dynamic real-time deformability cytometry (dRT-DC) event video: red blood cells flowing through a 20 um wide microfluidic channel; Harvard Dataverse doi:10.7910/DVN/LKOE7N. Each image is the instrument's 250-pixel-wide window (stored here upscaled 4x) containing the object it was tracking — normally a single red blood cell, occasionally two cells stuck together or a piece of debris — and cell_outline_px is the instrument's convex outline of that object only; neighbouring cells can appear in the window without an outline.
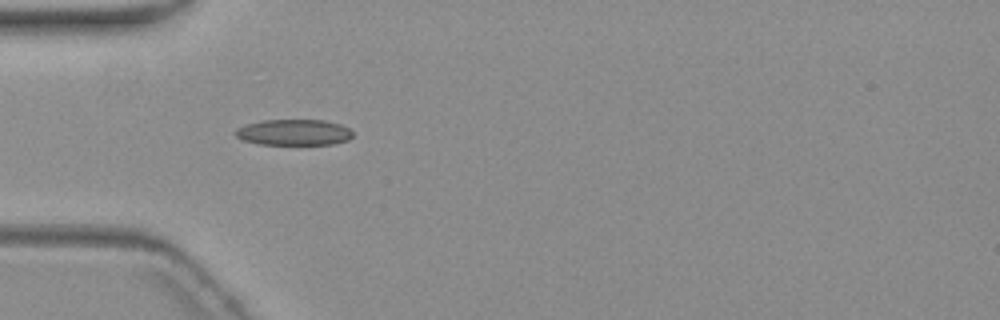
{"species": "common noctule bat (a hibernating species)", "species_latin": "Nyctalus noctula", "temperature_condition": "warm", "stored_images_in_passage": 11, "camera_frame_rate_fps": 3000, "um_per_image_px": 0.085, "animal": {"sex": "female", "body_mass_g": 19.3, "forearm_length_mm": 54.1}, "frame": {"image": 1, "passage_image": 5, "time_ms": 5.667, "image_size_px": [1000, 320], "cell_outline_px": [[352, 136], [348, 140], [332, 144], [260, 144], [240, 140], [232, 132], [236, 128], [248, 124], [264, 120], [324, 120], [340, 124], [348, 128], [352, 132]], "centroid_in_image_um": [24.94, 11.25], "position_along_channel_um": 60.1, "area_um2": 17.74}}
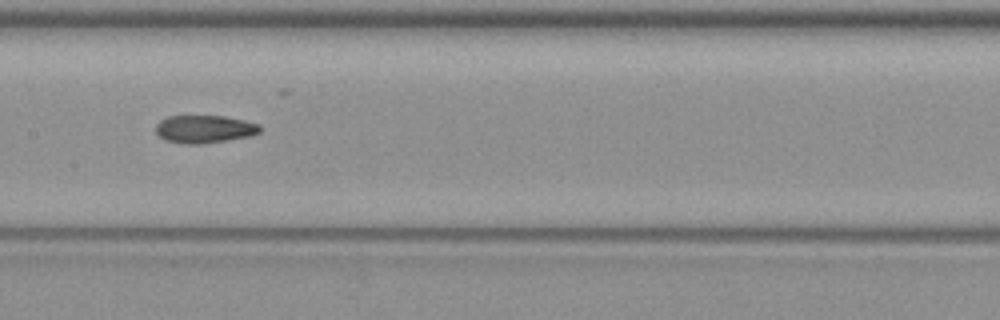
{"frame": {"image": 2, "passage_image": 8, "time_ms": 9.333, "image_size_px": [1000, 320], "cell_outline_px": [[264, 128], [260, 132], [252, 136], [204, 144], [180, 144], [164, 140], [156, 132], [156, 124], [160, 120], [168, 116], [224, 116], [244, 120], [260, 124]], "centroid_in_image_um": [17.41, 10.98], "position_along_channel_um": 190.0, "area_um2": 17.22}}
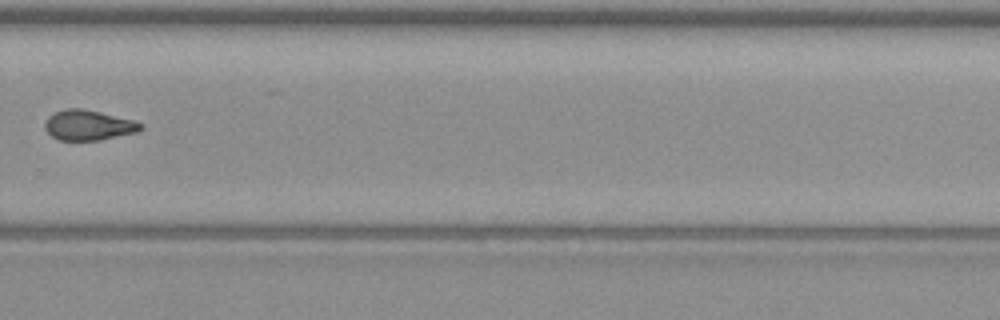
{"frame": {"image": 3, "passage_image": 11, "time_ms": 13.0, "image_size_px": [1000, 320], "cell_outline_px": [[144, 128], [136, 132], [100, 140], [60, 140], [52, 136], [44, 128], [44, 124], [48, 116], [64, 108], [84, 108], [136, 120], [144, 124]], "centroid_in_image_um": [7.54, 10.62], "position_along_channel_um": 322.3, "area_um2": 17.05}}